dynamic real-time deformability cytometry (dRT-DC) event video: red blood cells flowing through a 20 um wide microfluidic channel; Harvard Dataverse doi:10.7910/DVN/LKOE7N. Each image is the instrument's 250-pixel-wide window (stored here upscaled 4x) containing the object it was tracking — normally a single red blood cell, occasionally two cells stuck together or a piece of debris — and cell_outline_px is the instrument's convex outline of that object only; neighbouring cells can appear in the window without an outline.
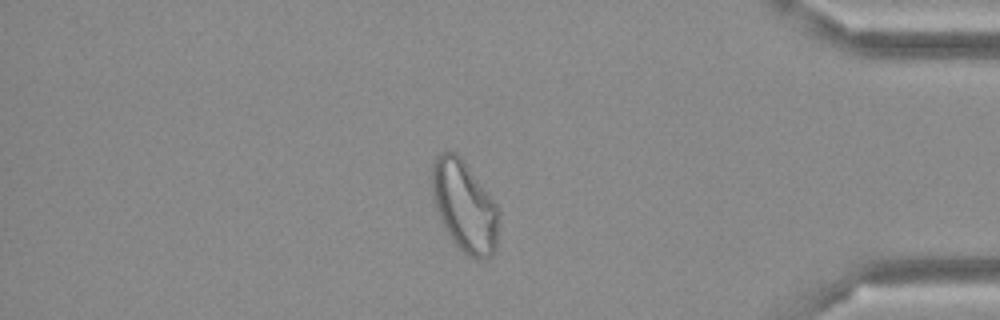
{"species": "Egyptian fruit bat (a non-hibernating species)", "species_latin": "Rousettus aegyptiacus", "temperature_condition": "cold", "stored_images_in_passage": 49, "camera_frame_rate_fps": 3000, "um_per_image_px": 0.085, "frame": {"image": 1, "passage_image": 42, "time_ms": 13.667, "image_size_px": [1000, 320], "cell_outline_px": [[500, 212], [496, 248], [492, 256], [468, 256], [452, 240], [436, 208], [432, 196], [432, 164], [436, 156], [440, 152], [456, 152], [460, 156], [496, 204]], "centroid_in_image_um": [39.49, 17.5], "position_along_channel_um": 395.7, "area_um2": 34.8}}